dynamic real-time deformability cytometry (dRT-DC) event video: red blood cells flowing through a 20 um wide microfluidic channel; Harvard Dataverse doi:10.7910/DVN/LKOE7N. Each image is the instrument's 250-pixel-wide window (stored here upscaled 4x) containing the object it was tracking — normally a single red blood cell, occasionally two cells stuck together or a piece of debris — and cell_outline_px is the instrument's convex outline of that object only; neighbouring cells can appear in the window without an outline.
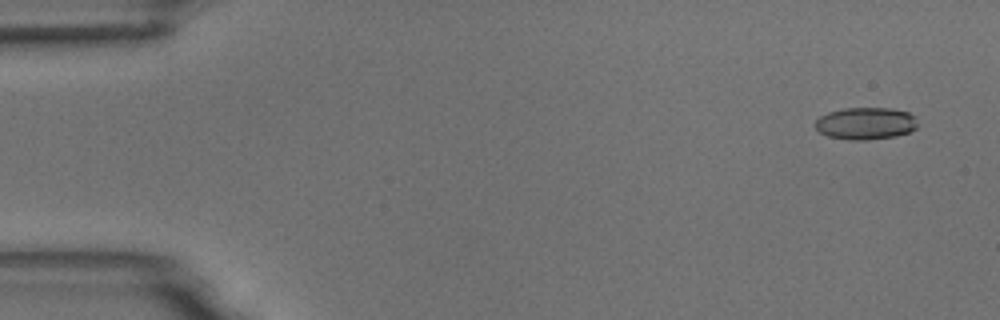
{"species": "common noctule bat (a hibernating species)", "species_latin": "Nyctalus noctula", "temperature_condition": "room temperature", "stored_images_in_passage": 6, "camera_frame_rate_fps": 3000, "um_per_image_px": 0.085, "animal": {"sex": "male", "body_mass_g": 18.8}, "frame": {"image": 1, "passage_image": 1, "time_ms": 0.0, "image_size_px": [1000, 320], "cell_outline_px": [[916, 128], [908, 132], [896, 136], [864, 140], [852, 140], [828, 136], [820, 132], [816, 128], [816, 120], [820, 116], [828, 112], [844, 108], [892, 108], [908, 112], [916, 116]], "centroid_in_image_um": [73.59, 10.48], "position_along_channel_um": 11.4, "area_um2": 19.13}}
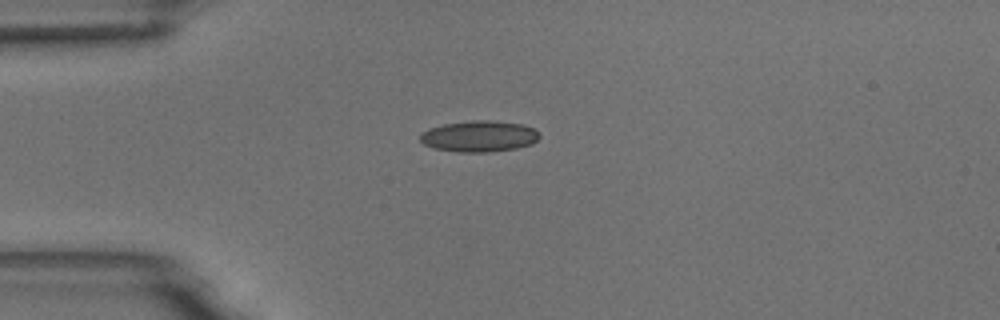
{"frame": {"image": 2, "passage_image": 4, "time_ms": 3.667, "image_size_px": [1000, 320], "cell_outline_px": [[540, 136], [532, 144], [516, 148], [488, 152], [460, 152], [436, 148], [424, 144], [420, 140], [420, 132], [428, 128], [444, 124], [472, 120], [492, 120], [524, 124], [532, 128]], "centroid_in_image_um": [40.71, 11.57], "position_along_channel_um": 44.3, "area_um2": 21.62}}
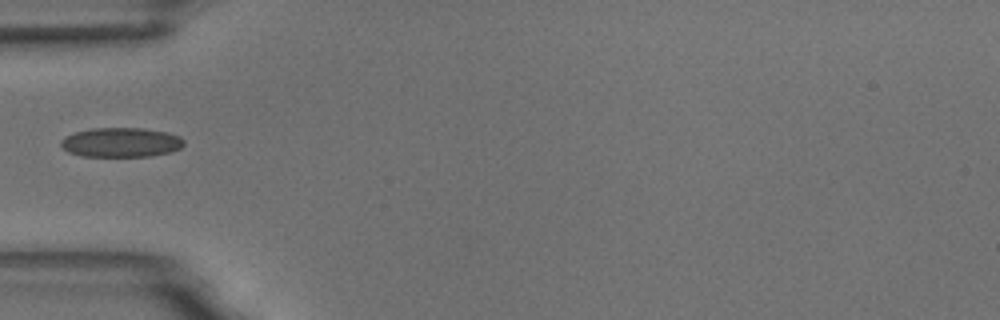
{"frame": {"image": 3, "passage_image": 5, "time_ms": 5.0, "image_size_px": [1000, 320], "cell_outline_px": [[184, 144], [180, 148], [172, 152], [148, 156], [80, 156], [68, 152], [60, 144], [60, 140], [64, 136], [76, 132], [92, 128], [144, 128], [168, 132], [180, 136], [184, 140]], "centroid_in_image_um": [10.29, 12.1], "position_along_channel_um": 74.7, "area_um2": 21.27}}